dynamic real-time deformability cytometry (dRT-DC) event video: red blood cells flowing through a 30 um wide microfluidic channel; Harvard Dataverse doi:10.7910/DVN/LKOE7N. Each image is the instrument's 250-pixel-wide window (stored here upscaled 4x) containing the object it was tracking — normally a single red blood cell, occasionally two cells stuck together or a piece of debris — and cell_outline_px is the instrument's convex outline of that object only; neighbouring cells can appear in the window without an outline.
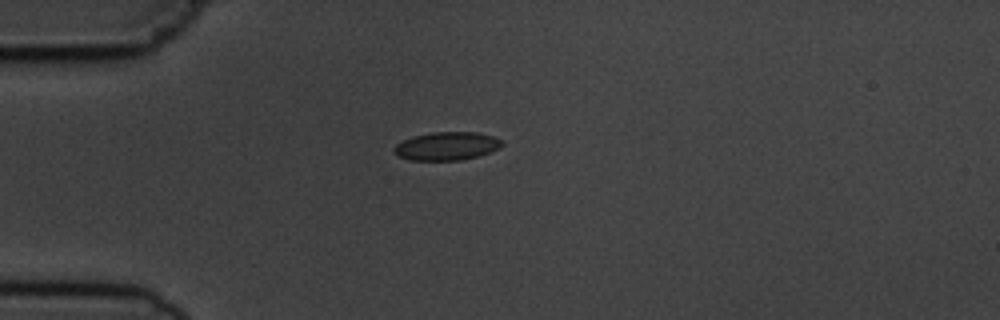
{"species": "common noctule bat (a hibernating species)", "species_latin": "Nyctalus noctula", "temperature_condition": "cold", "stored_images_in_passage": 3, "camera_frame_rate_fps": 3000, "um_per_image_px": 0.085, "animal": {"sex": "male", "body_mass_g": 19.5, "forearm_length_mm": 54.6}, "frame": {"image": 1, "passage_image": 1, "time_ms": 0.0, "image_size_px": [1000, 320], "cell_outline_px": [[504, 144], [500, 148], [476, 156], [460, 160], [408, 160], [392, 152], [392, 148], [396, 144], [412, 136], [432, 132], [476, 132], [492, 136], [500, 140]], "centroid_in_image_um": [37.93, 12.41], "position_along_channel_um": 47.1, "area_um2": 17.69}}
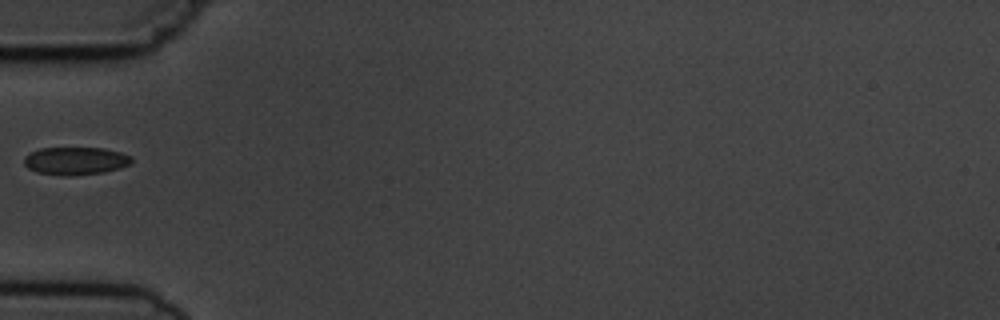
{"frame": {"image": 2, "passage_image": 2, "time_ms": 1.333, "image_size_px": [1000, 320], "cell_outline_px": [[132, 160], [128, 164], [120, 168], [104, 172], [68, 176], [64, 176], [36, 172], [28, 168], [24, 164], [24, 156], [40, 148], [104, 148], [120, 152], [132, 156]], "centroid_in_image_um": [6.4, 13.67], "position_along_channel_um": 78.6, "area_um2": 17.4}}
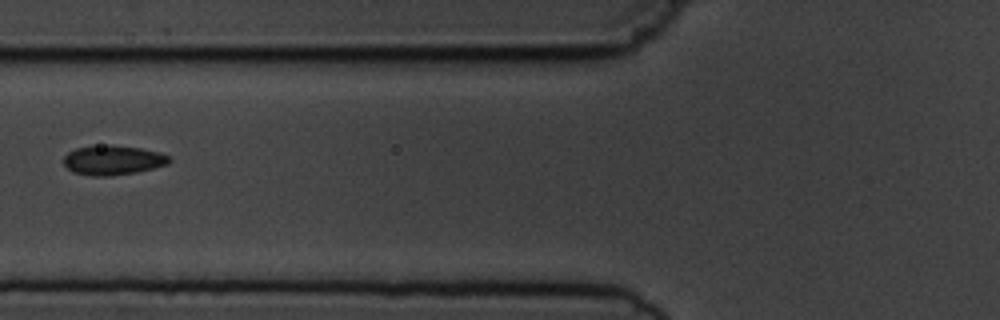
{"frame": {"image": 3, "passage_image": 3, "time_ms": 2.333, "image_size_px": [1000, 320], "cell_outline_px": [[172, 160], [168, 164], [136, 172], [108, 176], [92, 176], [72, 172], [64, 164], [64, 156], [68, 152], [76, 148], [108, 144], [112, 144], [140, 148], [160, 152], [168, 156]], "centroid_in_image_um": [9.59, 13.6], "position_along_channel_um": 116.2, "area_um2": 18.21}}